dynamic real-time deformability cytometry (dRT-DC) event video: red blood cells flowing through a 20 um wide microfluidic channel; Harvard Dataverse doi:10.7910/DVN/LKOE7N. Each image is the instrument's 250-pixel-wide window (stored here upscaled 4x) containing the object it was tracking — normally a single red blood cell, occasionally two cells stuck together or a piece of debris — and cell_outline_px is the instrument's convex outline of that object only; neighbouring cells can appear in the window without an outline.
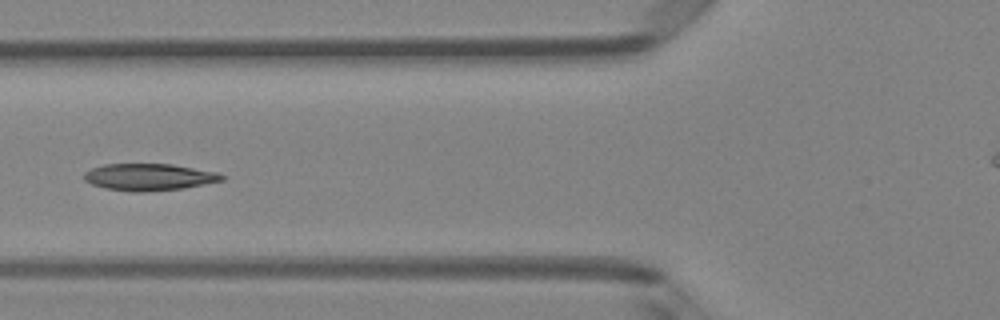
{"species": "Egyptian fruit bat (a non-hibernating species)", "species_latin": "Rousettus aegyptiacus", "temperature_condition": "room temperature", "stored_images_in_passage": 6, "camera_frame_rate_fps": 3000, "um_per_image_px": 0.085, "animal": {"sex": "female"}, "frame": {"image": 1, "passage_image": 5, "time_ms": 1.333, "image_size_px": [1000, 320], "cell_outline_px": [[224, 180], [184, 188], [144, 192], [132, 192], [104, 188], [92, 184], [84, 180], [84, 172], [92, 168], [104, 164], [172, 164], [220, 172], [224, 176]], "centroid_in_image_um": [12.68, 15.05], "position_along_channel_um": 113.1, "area_um2": 21.73}}
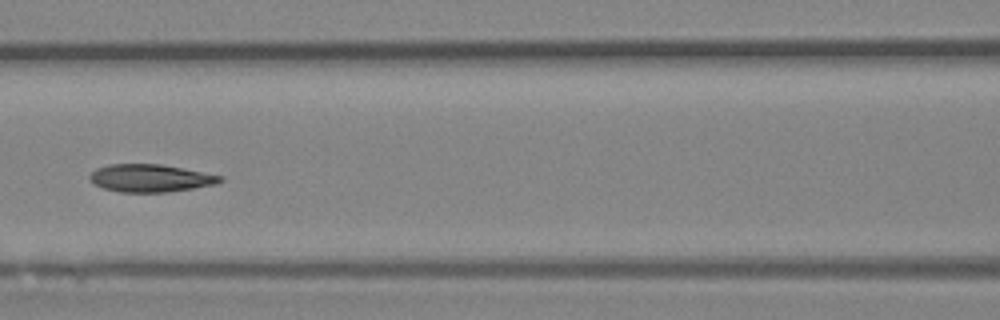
{"frame": {"image": 2, "passage_image": 6, "time_ms": 1.667, "image_size_px": [1000, 320], "cell_outline_px": [[224, 180], [216, 184], [168, 192], [120, 192], [104, 188], [92, 184], [88, 180], [88, 176], [96, 168], [108, 164], [160, 164], [184, 168], [224, 176]], "centroid_in_image_um": [12.76, 15.14], "position_along_channel_um": 153.8, "area_um2": 21.21}}